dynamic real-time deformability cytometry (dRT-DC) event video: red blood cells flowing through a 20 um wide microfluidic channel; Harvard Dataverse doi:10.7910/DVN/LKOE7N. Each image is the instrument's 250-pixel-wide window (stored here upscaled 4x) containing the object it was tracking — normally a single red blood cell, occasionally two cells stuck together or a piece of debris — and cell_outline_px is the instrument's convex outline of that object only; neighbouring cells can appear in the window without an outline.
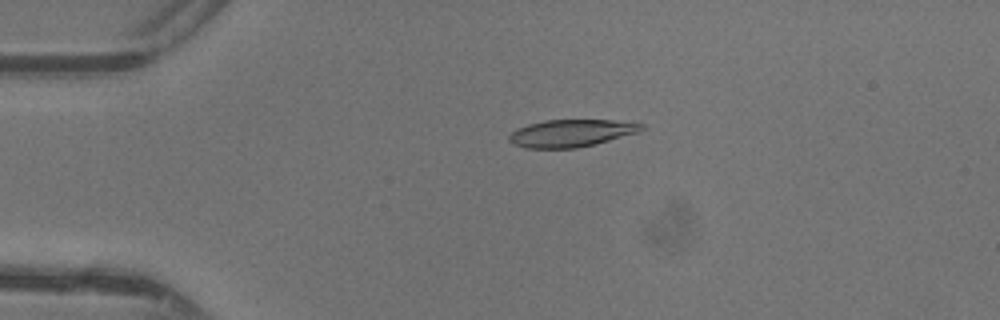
{"species": "common noctule bat (a hibernating species)", "species_latin": "Nyctalus noctula", "temperature_condition": "warm", "stored_images_in_passage": 47, "camera_frame_rate_fps": 3000, "um_per_image_px": 0.085, "animal": {"sex": "female"}, "frame": {"image": 1, "passage_image": 11, "time_ms": 3.333, "image_size_px": [1000, 320], "cell_outline_px": [[644, 128], [640, 132], [596, 144], [576, 148], [524, 148], [508, 140], [508, 136], [516, 128], [528, 124], [544, 120], [612, 120], [644, 124]], "centroid_in_image_um": [48.56, 11.32], "position_along_channel_um": 36.4, "area_um2": 21.15}}
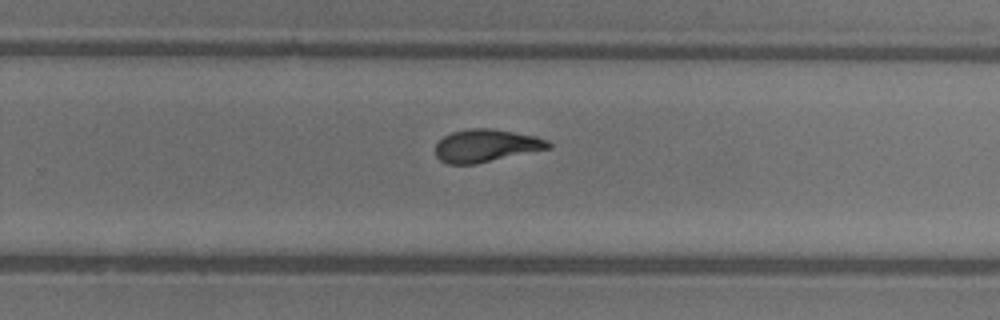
{"frame": {"image": 2, "passage_image": 31, "time_ms": 10.0, "image_size_px": [1000, 320], "cell_outline_px": [[552, 148], [476, 164], [448, 164], [440, 160], [436, 156], [436, 144], [444, 136], [452, 132], [472, 128], [492, 128], [536, 136], [548, 140], [552, 144]], "centroid_in_image_um": [41.35, 12.38], "position_along_channel_um": 288.5, "area_um2": 21.62}}
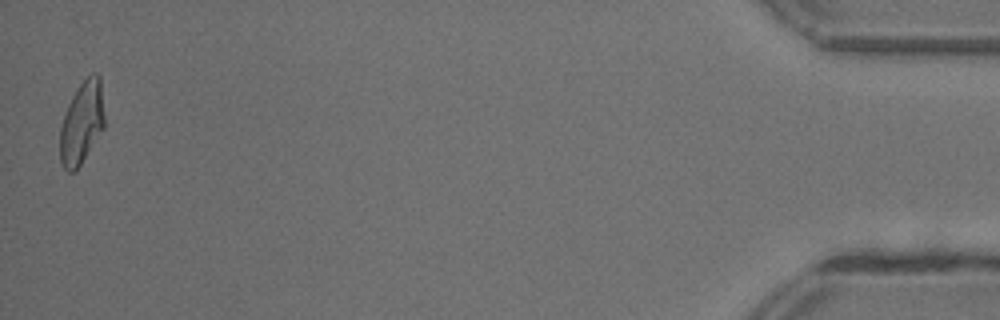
{"frame": {"image": 3, "passage_image": 47, "time_ms": 15.333, "image_size_px": [1000, 320], "cell_outline_px": [[104, 128], [80, 164], [72, 172], [68, 172], [64, 168], [60, 160], [60, 128], [68, 104], [72, 96], [80, 84], [92, 72], [96, 72], [100, 76], [104, 116]], "centroid_in_image_um": [6.95, 10.41], "position_along_channel_um": 428.2, "area_um2": 21.1}, "authors_computed_cell_mechanics": {"area_um2": 21.7906, "velocity_mm_per_s": 4.4094, "shape_relaxation_time_tau1_ms": 4.6274, "shape_relaxation_time_tau2_ms": 1.9307, "deformation_change_tau1": 0.2149, "deformation_change_tau2": 0.0953}}